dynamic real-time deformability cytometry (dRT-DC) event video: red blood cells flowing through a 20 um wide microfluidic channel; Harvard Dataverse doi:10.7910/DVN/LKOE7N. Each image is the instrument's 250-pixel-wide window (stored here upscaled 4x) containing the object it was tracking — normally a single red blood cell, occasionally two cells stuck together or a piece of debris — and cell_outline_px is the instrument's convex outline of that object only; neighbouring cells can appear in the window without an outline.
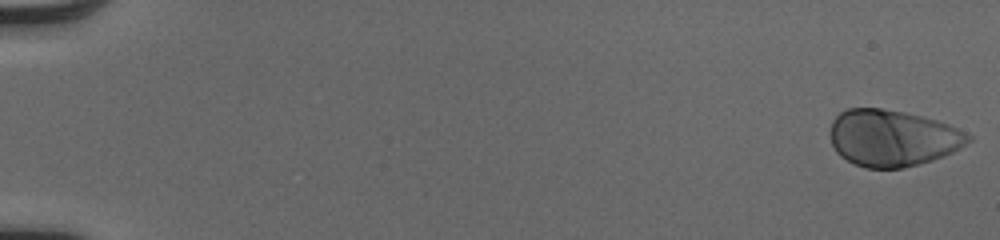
{"species": "human", "species_latin": "Homo sapiens", "temperature_condition": "cold", "stored_images_in_passage": 52, "camera_frame_rate_fps": 3000, "um_per_image_px": 0.085, "donor": {"sex": "male"}, "frame": {"image": 1, "passage_image": 1, "time_ms": 0.0, "image_size_px": [1000, 240], "cell_outline_px": [[972, 140], [952, 152], [944, 156], [932, 160], [904, 168], [864, 168], [840, 156], [836, 152], [832, 144], [832, 120], [840, 112], [848, 108], [880, 108], [904, 112], [936, 120], [948, 124], [972, 136]], "centroid_in_image_um": [75.86, 11.73], "position_along_channel_um": 9.1, "area_um2": 45.2}}
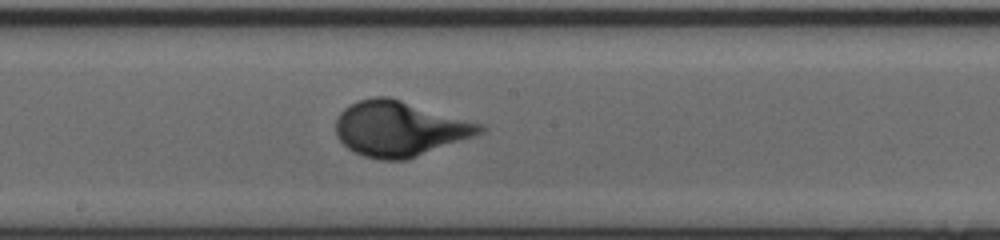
{"frame": {"image": 2, "passage_image": 30, "time_ms": 9.667, "image_size_px": [1000, 240], "cell_outline_px": [[488, 128], [484, 132], [408, 160], [380, 160], [364, 156], [348, 148], [336, 136], [336, 120], [340, 112], [348, 104], [372, 96], [388, 96], [484, 124]], "centroid_in_image_um": [33.97, 10.93], "position_along_channel_um": 214.2, "area_um2": 46.47}}
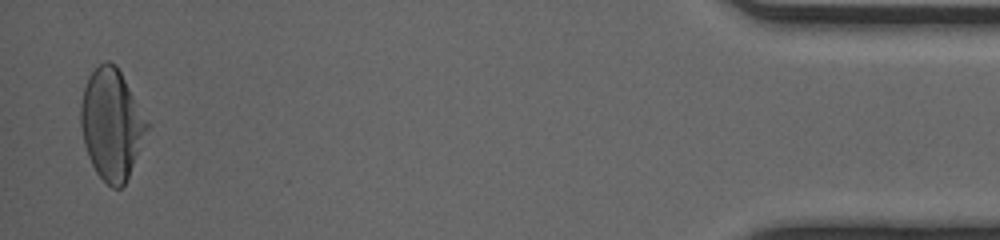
{"frame": {"image": 3, "passage_image": 51, "time_ms": 16.667, "image_size_px": [1000, 240], "cell_outline_px": [[152, 124], [128, 176], [124, 184], [120, 188], [112, 188], [96, 172], [88, 156], [84, 144], [80, 124], [80, 104], [84, 88], [88, 76], [104, 60], [108, 60], [116, 64]], "centroid_in_image_um": [9.52, 10.53], "position_along_channel_um": 425.7, "area_um2": 43.18}}